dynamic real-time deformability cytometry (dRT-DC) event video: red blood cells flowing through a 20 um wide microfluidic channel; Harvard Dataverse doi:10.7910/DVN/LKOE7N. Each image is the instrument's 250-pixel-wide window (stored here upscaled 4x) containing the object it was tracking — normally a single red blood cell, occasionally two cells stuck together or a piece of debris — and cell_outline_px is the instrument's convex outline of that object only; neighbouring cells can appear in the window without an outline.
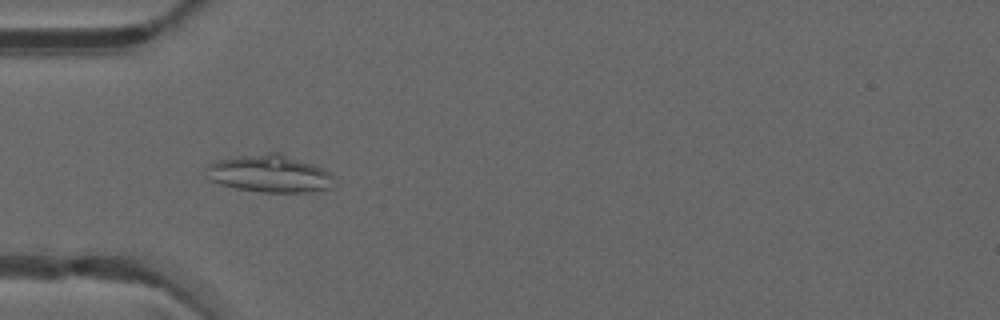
{"species": "common noctule bat (a hibernating species)", "species_latin": "Nyctalus noctula", "temperature_condition": "warm", "stored_images_in_passage": 48, "camera_frame_rate_fps": 3000, "um_per_image_px": 0.085, "animal": {"sex": "male", "forearm_length_mm": 52.5}, "frame": {"image": 1, "passage_image": 15, "time_ms": 4.667, "image_size_px": [1000, 320], "cell_outline_px": [[332, 176], [328, 188], [312, 192], [260, 192], [236, 188], [220, 184], [208, 180], [208, 164], [212, 160], [268, 152], [280, 152], [312, 164], [328, 172]], "centroid_in_image_um": [22.84, 14.75], "position_along_channel_um": 62.2, "area_um2": 27.63}}
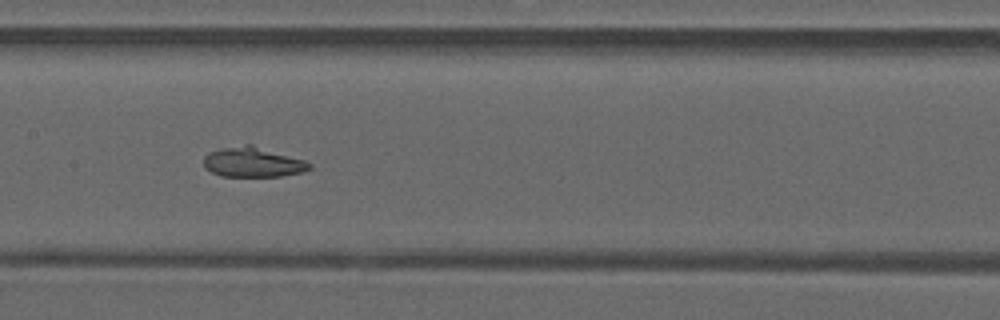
{"frame": {"image": 2, "passage_image": 24, "time_ms": 7.667, "image_size_px": [1000, 320], "cell_outline_px": [[312, 168], [304, 172], [280, 176], [220, 176], [204, 168], [204, 156], [208, 152], [224, 148], [248, 144], [252, 144], [304, 160], [312, 164]], "centroid_in_image_um": [21.5, 13.79], "position_along_channel_um": 185.9, "area_um2": 18.44}}
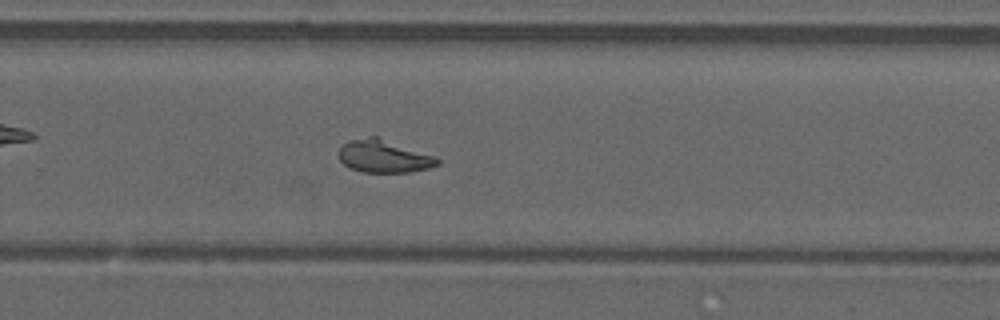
{"frame": {"image": 3, "passage_image": 32, "time_ms": 10.333, "image_size_px": [1000, 320], "cell_outline_px": [[440, 164], [428, 168], [408, 172], [360, 172], [344, 164], [340, 160], [340, 148], [348, 140], [368, 136], [376, 136], [436, 156], [440, 160]], "centroid_in_image_um": [32.65, 13.28], "position_along_channel_um": 297.2, "area_um2": 18.73}, "authors_computed_cell_mechanics": {"area_um2": 21.1837, "velocity_mm_per_s": 4.1951, "shape_relaxation_time_tau1_ms": null, "shape_relaxation_time_tau2_ms": 1.5911, "deformation_change_tau1": null, "deformation_change_tau2": 0.0451}}